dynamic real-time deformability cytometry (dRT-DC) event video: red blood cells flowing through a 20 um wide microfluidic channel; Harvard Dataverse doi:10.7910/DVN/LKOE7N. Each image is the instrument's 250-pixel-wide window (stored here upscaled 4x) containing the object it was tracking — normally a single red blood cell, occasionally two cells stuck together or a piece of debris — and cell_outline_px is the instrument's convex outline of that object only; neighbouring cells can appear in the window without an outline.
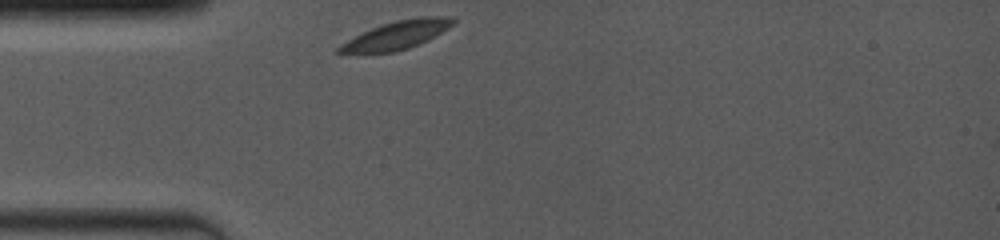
{"species": "common noctule bat (a hibernating species)", "species_latin": "Nyctalus noctula", "temperature_condition": "room temperature", "stored_images_in_passage": 43, "camera_frame_rate_fps": 4000, "um_per_image_px": 0.085, "animal": {"sex": "female", "body_mass_g": 19.0, "forearm_length_mm": 53.3}, "frame": {"image": 1, "passage_image": 1, "time_ms": 0.0, "image_size_px": [1000, 240], "cell_outline_px": [[456, 20], [448, 28], [428, 40], [408, 48], [396, 52], [356, 56], [332, 52], [340, 44], [372, 28], [396, 20], [420, 16], [452, 16]], "centroid_in_image_um": [33.62, 3.04], "position_along_channel_um": 51.4, "area_um2": 19.36}}
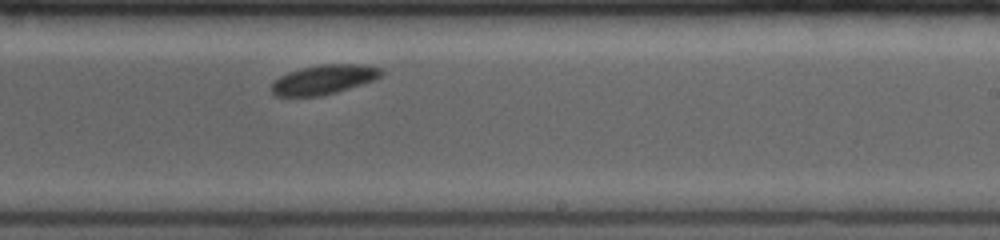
{"frame": {"image": 2, "passage_image": 26, "time_ms": 5.75, "image_size_px": [1000, 240], "cell_outline_px": [[384, 76], [376, 80], [336, 92], [320, 96], [276, 96], [272, 92], [272, 84], [280, 76], [288, 72], [300, 68], [320, 64], [364, 64], [384, 68]], "centroid_in_image_um": [27.61, 6.74], "position_along_channel_um": 261.4, "area_um2": 19.07}}
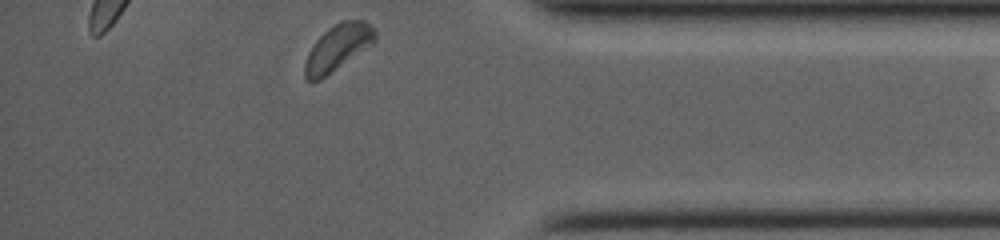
{"frame": {"image": 3, "passage_image": 43, "time_ms": 9.75, "image_size_px": [1000, 240], "cell_outline_px": [[376, 40], [372, 44], [320, 80], [312, 84], [304, 76], [304, 64], [308, 52], [316, 40], [328, 28], [340, 20], [364, 20], [376, 32]], "centroid_in_image_um": [28.67, 4.06], "position_along_channel_um": 406.5, "area_um2": 18.79}, "authors_computed_cell_mechanics": {"area_um2": 19.0162, "velocity_mm_per_s": 3.8354, "shape_relaxation_time_tau1_ms": 1.5376, "shape_relaxation_time_tau2_ms": null, "deformation_change_tau1": 0.0592, "deformation_change_tau2": null}}